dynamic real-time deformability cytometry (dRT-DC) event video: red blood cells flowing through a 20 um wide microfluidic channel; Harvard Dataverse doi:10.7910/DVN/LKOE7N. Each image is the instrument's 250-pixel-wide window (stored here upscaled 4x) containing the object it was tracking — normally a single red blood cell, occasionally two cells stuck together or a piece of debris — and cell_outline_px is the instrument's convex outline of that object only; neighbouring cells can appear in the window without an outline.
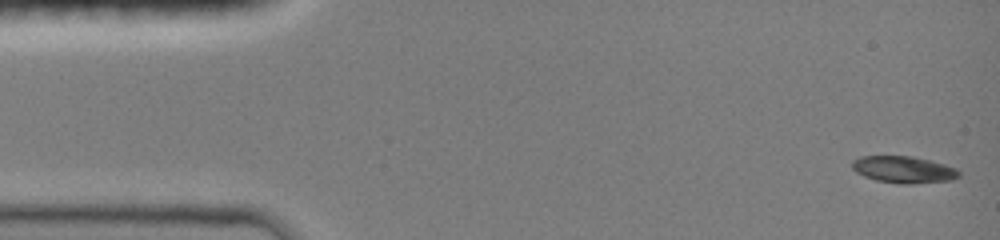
{"species": "common noctule bat (a hibernating species)", "species_latin": "Nyctalus noctula", "temperature_condition": "room temperature", "stored_images_in_passage": 19, "camera_frame_rate_fps": 3000, "um_per_image_px": 0.085, "animal": {"sex": "female", "body_mass_g": 19.0, "forearm_length_mm": 51.5}, "frame": {"image": 1, "passage_image": 1, "time_ms": 0.0, "image_size_px": [1000, 240], "cell_outline_px": [[960, 176], [952, 180], [912, 184], [900, 184], [876, 180], [864, 176], [856, 172], [852, 168], [852, 160], [860, 156], [912, 156], [944, 164], [956, 168], [960, 172]], "centroid_in_image_um": [76.8, 14.42], "position_along_channel_um": 8.2, "area_um2": 16.76}}
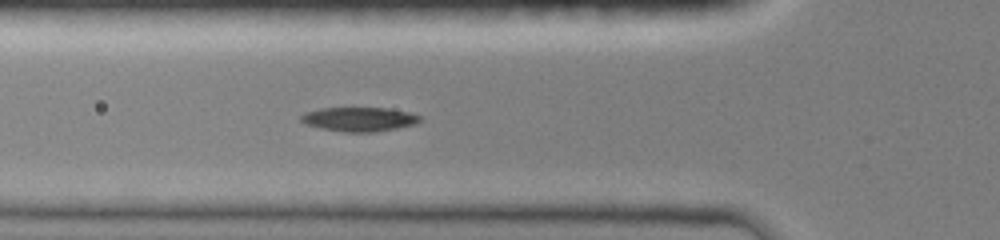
{"frame": {"image": 2, "passage_image": 11, "time_ms": 5.0, "image_size_px": [1000, 240], "cell_outline_px": [[420, 120], [416, 124], [376, 132], [344, 132], [320, 128], [304, 124], [300, 120], [300, 116], [304, 112], [320, 108], [388, 108], [408, 112], [420, 116]], "centroid_in_image_um": [30.48, 10.13], "position_along_channel_um": 95.3, "area_um2": 16.82}}
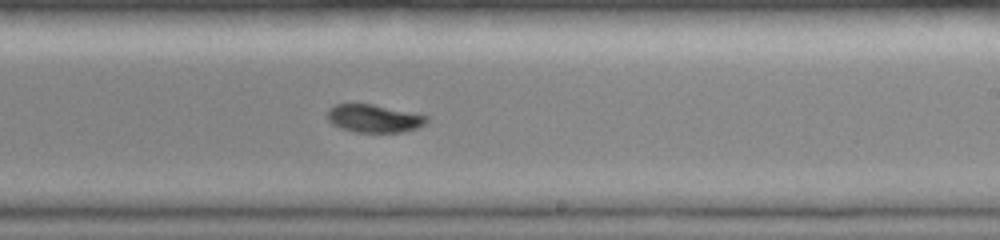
{"frame": {"image": 3, "passage_image": 19, "time_ms": 9.0, "image_size_px": [1000, 240], "cell_outline_px": [[428, 120], [424, 124], [416, 128], [404, 132], [356, 132], [340, 128], [332, 124], [328, 120], [328, 108], [336, 104], [372, 104], [428, 116]], "centroid_in_image_um": [31.76, 10.07], "position_along_channel_um": 257.2, "area_um2": 16.01}}